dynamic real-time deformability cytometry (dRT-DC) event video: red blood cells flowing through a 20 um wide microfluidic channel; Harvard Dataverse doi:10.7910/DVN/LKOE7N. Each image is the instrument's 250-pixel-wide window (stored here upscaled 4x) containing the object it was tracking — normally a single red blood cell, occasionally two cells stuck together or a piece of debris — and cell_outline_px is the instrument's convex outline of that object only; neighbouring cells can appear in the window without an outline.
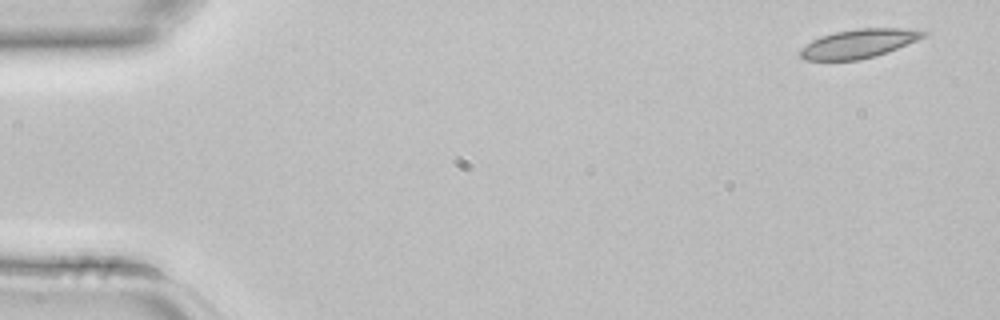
{"species": "common noctule bat (a hibernating species)", "species_latin": "Nyctalus noctula", "temperature_condition": "room temperature", "stored_images_in_passage": 4, "segment_of_instrument_passage": [1, 2], "camera_frame_rate_fps": 3000, "um_per_image_px": 0.085, "animal": {"sex": "female", "body_mass_g": 22.7, "forearm_length_mm": 54.2}, "frame": {"image": 1, "passage_image": 1, "time_ms": 0.0, "image_size_px": [1000, 320], "cell_outline_px": [[928, 36], [888, 52], [876, 56], [860, 60], [804, 60], [800, 56], [800, 48], [812, 40], [820, 36], [836, 32], [856, 28], [904, 28], [928, 32]], "centroid_in_image_um": [73.01, 3.7], "position_along_channel_um": 12.0, "area_um2": 20.87}}